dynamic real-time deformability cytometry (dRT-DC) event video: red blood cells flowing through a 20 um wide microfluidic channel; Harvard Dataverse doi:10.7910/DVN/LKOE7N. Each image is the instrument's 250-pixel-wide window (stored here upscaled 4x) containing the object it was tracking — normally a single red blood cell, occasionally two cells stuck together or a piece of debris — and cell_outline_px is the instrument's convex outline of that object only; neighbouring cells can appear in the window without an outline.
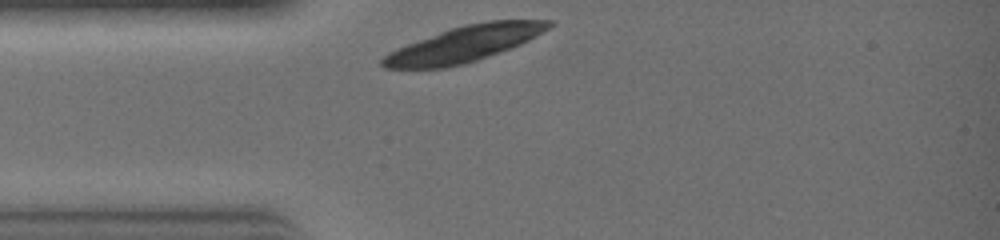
{"species": "common noctule bat (a hibernating species)", "species_latin": "Nyctalus noctula", "temperature_condition": "warm", "stored_images_in_passage": 2, "camera_frame_rate_fps": 3000, "um_per_image_px": 0.085, "animal": {"sex": "female", "body_mass_g": 19.0, "forearm_length_mm": 51.5}, "frame": {"image": 1, "passage_image": 1, "time_ms": 0.0, "image_size_px": [1000, 240], "cell_outline_px": [[552, 24], [548, 28], [536, 36], [520, 44], [500, 52], [464, 64], [444, 68], [384, 68], [380, 64], [380, 60], [388, 52], [396, 48], [440, 32], [464, 24], [488, 20], [552, 20]], "centroid_in_image_um": [39.43, 3.74], "position_along_channel_um": 45.6, "area_um2": 34.33}}